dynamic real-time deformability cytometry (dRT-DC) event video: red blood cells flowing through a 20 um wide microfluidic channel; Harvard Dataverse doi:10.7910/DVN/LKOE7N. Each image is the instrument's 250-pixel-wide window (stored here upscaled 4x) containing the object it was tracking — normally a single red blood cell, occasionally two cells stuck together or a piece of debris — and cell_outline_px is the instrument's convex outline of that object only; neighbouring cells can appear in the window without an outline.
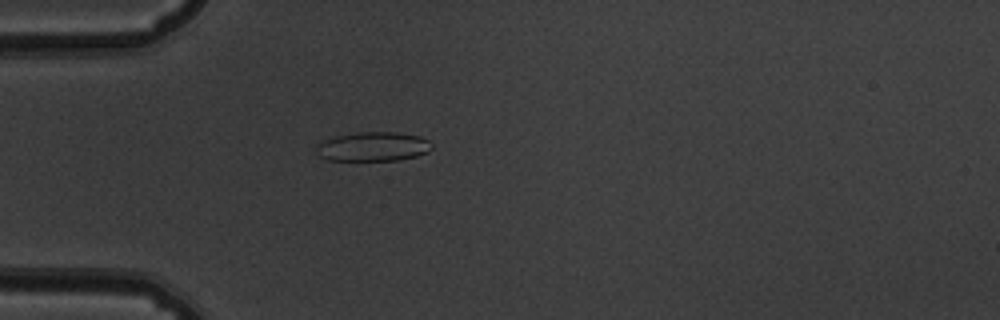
{"species": "common noctule bat (a hibernating species)", "species_latin": "Nyctalus noctula", "temperature_condition": "warm", "stored_images_in_passage": 39, "camera_frame_rate_fps": 3000, "um_per_image_px": 0.085, "animal": {"sex": "male", "body_mass_g": 19.5, "forearm_length_mm": 54.6}, "frame": {"image": 1, "passage_image": 2, "time_ms": 0.333, "image_size_px": [1000, 320], "cell_outline_px": [[432, 148], [428, 152], [416, 156], [400, 160], [328, 160], [320, 156], [316, 152], [316, 144], [324, 140], [336, 136], [360, 132], [396, 132], [420, 136], [428, 140], [432, 144]], "centroid_in_image_um": [31.72, 12.46], "position_along_channel_um": 53.3, "area_um2": 19.71}}
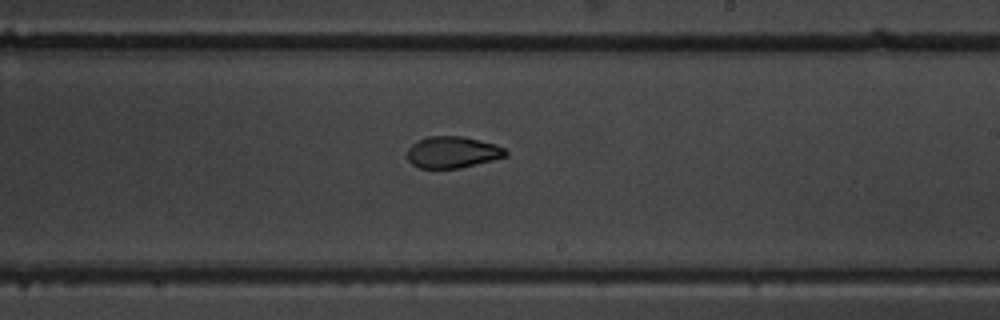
{"frame": {"image": 2, "passage_image": 18, "time_ms": 5.667, "image_size_px": [1000, 320], "cell_outline_px": [[508, 156], [460, 168], [420, 168], [412, 164], [408, 160], [408, 148], [412, 144], [428, 136], [464, 136], [496, 144], [504, 148], [508, 152]], "centroid_in_image_um": [38.49, 12.93], "position_along_channel_um": 250.5, "area_um2": 18.09}}
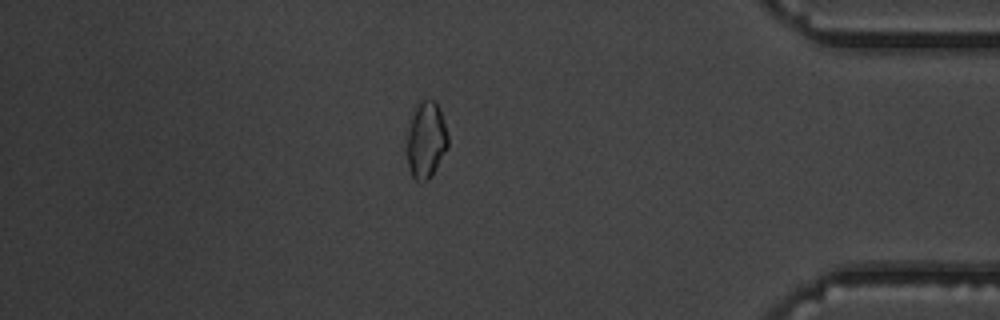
{"frame": {"image": 3, "passage_image": 32, "time_ms": 10.333, "image_size_px": [1000, 320], "cell_outline_px": [[448, 148], [432, 176], [424, 180], [416, 180], [412, 176], [408, 164], [404, 148], [412, 108], [420, 100], [432, 100], [440, 108], [448, 136]], "centroid_in_image_um": [36.18, 11.87], "position_along_channel_um": 399.0, "area_um2": 18.84}, "authors_computed_cell_mechanics": {"area_um2": 18.9006, "velocity_mm_per_s": 3.8838, "shape_relaxation_time_tau1_ms": 7.3391, "shape_relaxation_time_tau2_ms": 2.4082, "deformation_change_tau1": 0.1975, "deformation_change_tau2": 0.054}}